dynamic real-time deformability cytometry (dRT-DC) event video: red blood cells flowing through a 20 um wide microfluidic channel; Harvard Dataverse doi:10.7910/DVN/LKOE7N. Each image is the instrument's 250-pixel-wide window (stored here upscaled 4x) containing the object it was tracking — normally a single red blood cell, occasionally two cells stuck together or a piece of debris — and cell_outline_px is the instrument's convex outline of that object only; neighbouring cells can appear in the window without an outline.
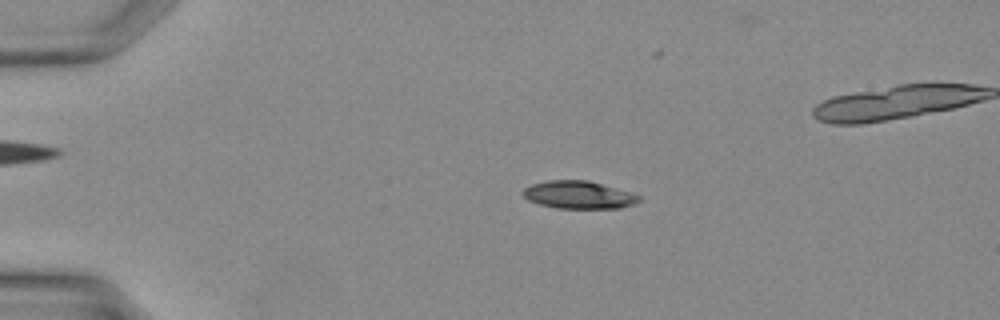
{"species": "Egyptian fruit bat (a non-hibernating species)", "species_latin": "Rousettus aegyptiacus", "temperature_condition": "warm", "stored_images_in_passage": 30, "camera_frame_rate_fps": 3000, "um_per_image_px": 0.085, "animal": {"sex": "female"}, "frame": {"image": 1, "passage_image": 3, "time_ms": 0.667, "image_size_px": [1000, 320], "cell_outline_px": [[640, 200], [636, 204], [620, 208], [556, 208], [540, 204], [528, 200], [520, 192], [524, 188], [532, 184], [548, 180], [588, 180], [632, 192], [640, 196]], "centroid_in_image_um": [49.2, 16.56], "position_along_channel_um": 35.8, "area_um2": 18.84}}
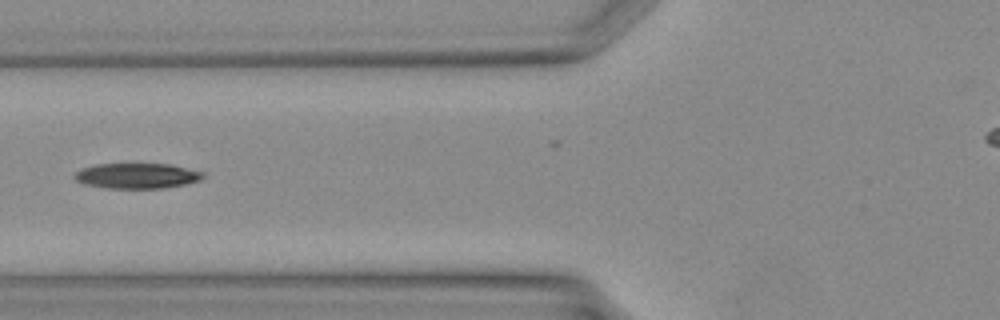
{"frame": {"image": 2, "passage_image": 10, "time_ms": 3.0, "image_size_px": [1000, 320], "cell_outline_px": [[204, 176], [200, 180], [184, 184], [160, 188], [108, 188], [84, 184], [76, 180], [72, 176], [76, 172], [84, 168], [96, 164], [172, 164], [204, 172]], "centroid_in_image_um": [11.65, 14.94], "position_along_channel_um": 114.2, "area_um2": 18.84}}
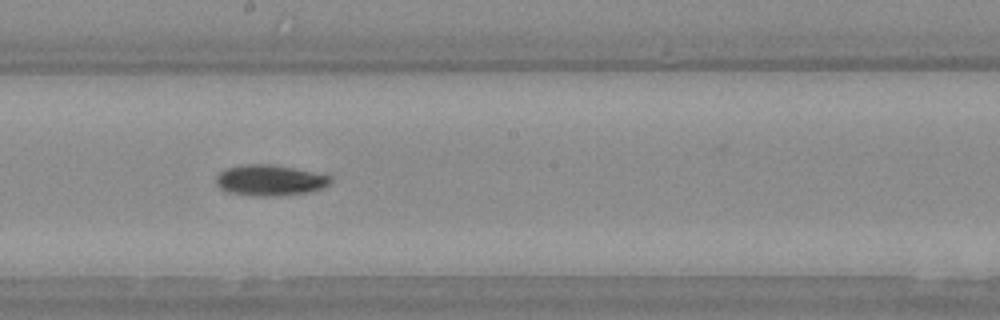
{"frame": {"image": 3, "passage_image": 16, "time_ms": 5.0, "image_size_px": [1000, 320], "cell_outline_px": [[332, 180], [324, 188], [308, 192], [228, 192], [220, 188], [216, 184], [216, 176], [220, 172], [228, 168], [244, 164], [272, 164], [332, 176]], "centroid_in_image_um": [22.95, 15.24], "position_along_channel_um": 225.2, "area_um2": 19.02}}